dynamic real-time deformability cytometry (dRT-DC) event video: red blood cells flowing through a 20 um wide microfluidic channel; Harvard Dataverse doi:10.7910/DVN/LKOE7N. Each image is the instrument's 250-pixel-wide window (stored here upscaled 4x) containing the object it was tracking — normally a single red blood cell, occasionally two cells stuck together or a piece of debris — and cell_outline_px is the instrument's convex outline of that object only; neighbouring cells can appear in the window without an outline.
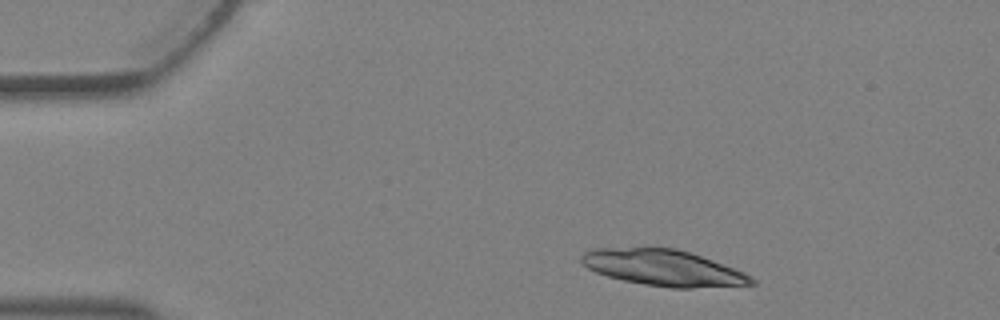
{"species": "Egyptian fruit bat (a non-hibernating species)", "species_latin": "Rousettus aegyptiacus", "temperature_condition": "warm", "stored_images_in_passage": 3, "camera_frame_rate_fps": 3000, "um_per_image_px": 0.085, "animal": {"sex": "female"}, "frame": {"image": 1, "passage_image": 1, "time_ms": 0.0, "image_size_px": [1000, 320], "cell_outline_px": [[756, 284], [692, 288], [672, 288], [644, 284], [624, 280], [608, 276], [596, 272], [588, 268], [580, 260], [580, 256], [584, 252], [596, 248], [676, 248], [712, 260], [744, 272], [756, 280]], "centroid_in_image_um": [56.38, 22.77], "position_along_channel_um": 28.6, "area_um2": 35.37}}